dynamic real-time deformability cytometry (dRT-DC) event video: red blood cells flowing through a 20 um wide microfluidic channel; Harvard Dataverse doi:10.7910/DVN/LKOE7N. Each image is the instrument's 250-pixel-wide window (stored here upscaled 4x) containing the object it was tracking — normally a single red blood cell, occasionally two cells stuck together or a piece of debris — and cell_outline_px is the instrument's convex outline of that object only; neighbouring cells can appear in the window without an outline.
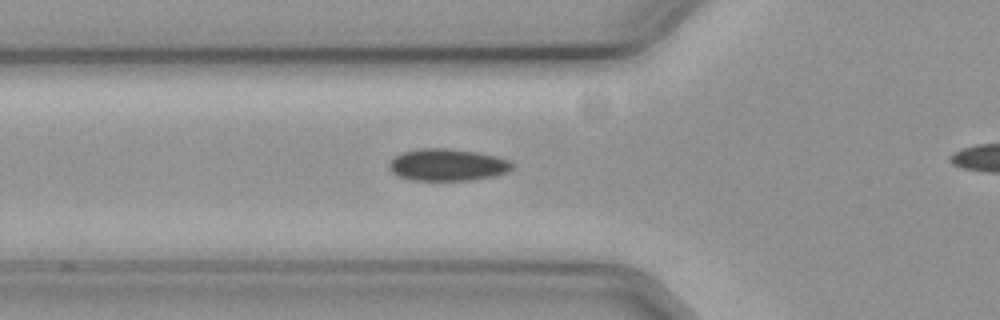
{"species": "common noctule bat (a hibernating species)", "species_latin": "Nyctalus noctula", "temperature_condition": "cold", "stored_images_in_passage": 36, "camera_frame_rate_fps": 3000, "um_per_image_px": 0.085, "animal": {"sex": "female", "body_mass_g": 19.3, "forearm_length_mm": 54.1}, "frame": {"image": 1, "passage_image": 7, "time_ms": 2.0, "image_size_px": [1000, 320], "cell_outline_px": [[512, 168], [508, 172], [492, 176], [472, 180], [412, 180], [396, 176], [388, 168], [388, 164], [400, 152], [420, 148], [448, 148], [476, 152], [496, 156], [508, 160], [512, 164]], "centroid_in_image_um": [37.99, 14.01], "position_along_channel_um": 87.8, "area_um2": 23.0}}
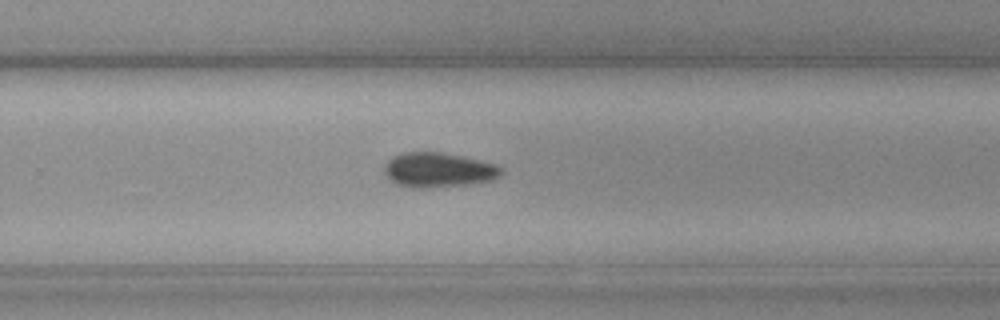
{"frame": {"image": 2, "passage_image": 24, "time_ms": 7.667, "image_size_px": [1000, 320], "cell_outline_px": [[504, 172], [500, 176], [492, 180], [472, 184], [428, 188], [408, 188], [396, 184], [388, 180], [384, 172], [384, 164], [392, 156], [404, 152], [440, 152], [460, 156], [496, 164], [504, 168]], "centroid_in_image_um": [37.24, 14.46], "position_along_channel_um": 292.6, "area_um2": 24.04}}
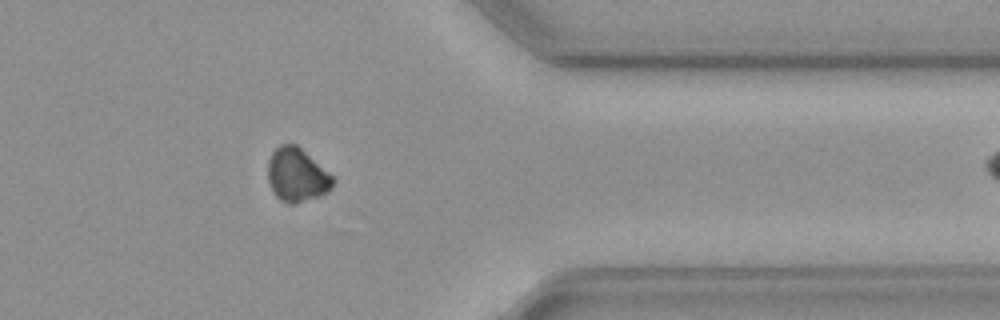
{"frame": {"image": 3, "passage_image": 33, "time_ms": 10.667, "image_size_px": [1000, 320], "cell_outline_px": [[336, 180], [332, 188], [328, 192], [320, 196], [292, 204], [288, 204], [280, 200], [272, 192], [268, 180], [268, 160], [272, 152], [280, 144], [296, 144], [336, 176]], "centroid_in_image_um": [25.28, 14.87], "position_along_channel_um": 386.1, "area_um2": 20.81}}